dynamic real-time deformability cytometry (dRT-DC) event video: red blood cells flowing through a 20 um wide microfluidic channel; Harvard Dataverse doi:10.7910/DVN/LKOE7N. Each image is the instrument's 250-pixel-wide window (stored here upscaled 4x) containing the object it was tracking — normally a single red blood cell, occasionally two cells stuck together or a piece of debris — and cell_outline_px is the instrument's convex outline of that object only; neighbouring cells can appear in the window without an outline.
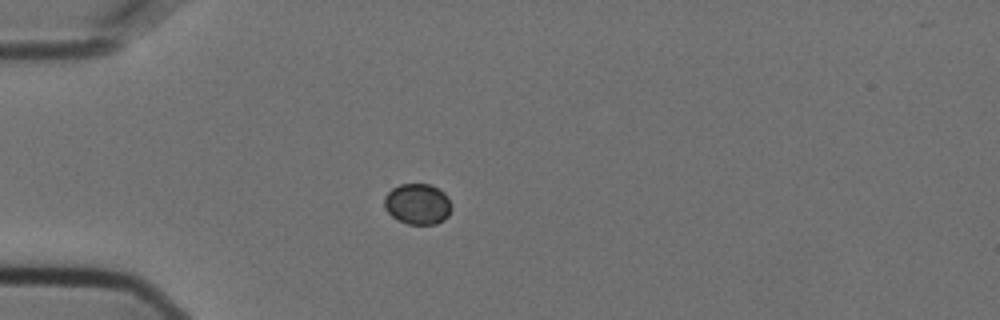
{"species": "Egyptian fruit bat (a non-hibernating species)", "species_latin": "Rousettus aegyptiacus", "temperature_condition": "cold", "stored_images_in_passage": 42, "camera_frame_rate_fps": 3000, "um_per_image_px": 0.085, "animal": {"sex": "female"}, "frame": {"image": 1, "passage_image": 1, "time_ms": 0.0, "image_size_px": [1000, 320], "cell_outline_px": [[452, 208], [448, 216], [444, 220], [436, 224], [408, 224], [392, 216], [388, 212], [384, 204], [384, 196], [392, 188], [400, 184], [428, 184], [444, 192], [448, 196], [452, 204]], "centroid_in_image_um": [35.52, 17.34], "position_along_channel_um": 49.5, "area_um2": 16.01}}
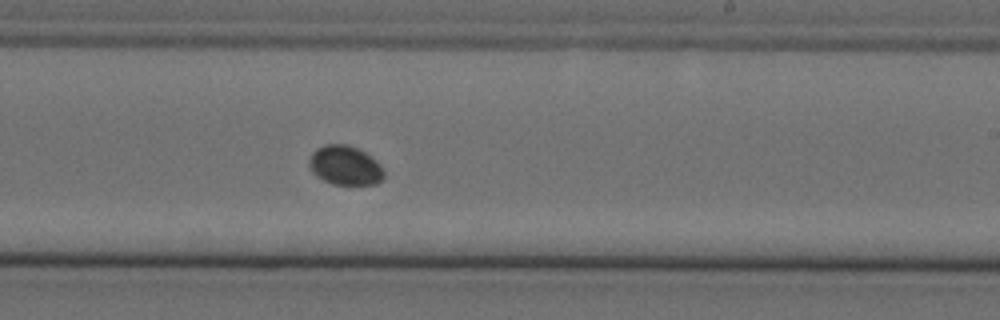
{"frame": {"image": 2, "passage_image": 20, "time_ms": 6.333, "image_size_px": [1000, 320], "cell_outline_px": [[384, 180], [376, 184], [332, 184], [316, 176], [312, 172], [308, 164], [308, 160], [312, 152], [316, 148], [324, 144], [348, 144], [364, 152], [376, 160], [380, 164], [384, 172]], "centroid_in_image_um": [29.32, 14.06], "position_along_channel_um": 259.7, "area_um2": 17.28}}
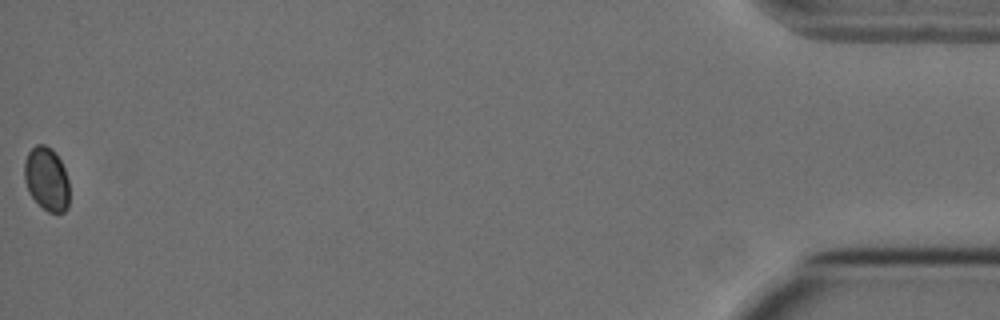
{"frame": {"image": 3, "passage_image": 42, "time_ms": 13.667, "image_size_px": [1000, 320], "cell_outline_px": [[68, 208], [64, 212], [48, 212], [28, 192], [24, 180], [24, 160], [28, 152], [36, 144], [44, 144], [52, 148], [60, 160], [64, 168], [68, 180]], "centroid_in_image_um": [3.95, 15.18], "position_along_channel_um": 431.3, "area_um2": 16.65}}